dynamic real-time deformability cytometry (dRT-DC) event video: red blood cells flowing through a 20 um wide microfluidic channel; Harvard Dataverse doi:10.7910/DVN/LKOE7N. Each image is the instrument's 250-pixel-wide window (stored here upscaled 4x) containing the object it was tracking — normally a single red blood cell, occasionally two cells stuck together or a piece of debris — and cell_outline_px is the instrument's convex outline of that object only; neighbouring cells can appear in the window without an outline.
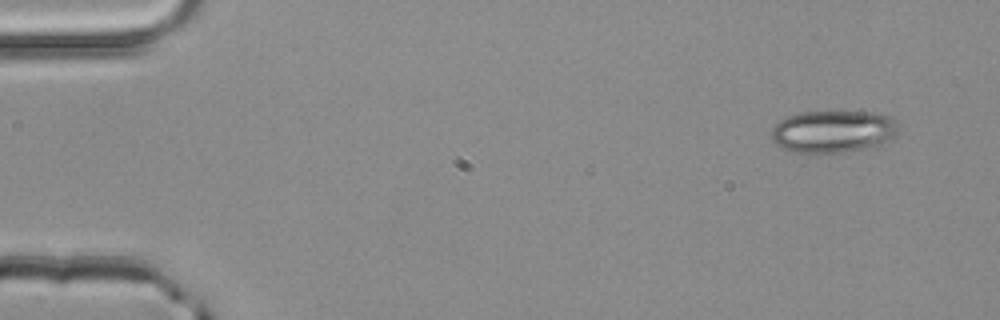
{"species": "common noctule bat (a hibernating species)", "species_latin": "Nyctalus noctula", "temperature_condition": "room temperature", "stored_images_in_passage": 49, "camera_frame_rate_fps": 3000, "um_per_image_px": 0.085, "animal": {"sex": "male", "body_mass_g": 20.4}, "frame": {"image": 1, "passage_image": 1, "time_ms": 0.0, "image_size_px": [1000, 320], "cell_outline_px": [[896, 132], [892, 136], [876, 148], [816, 156], [796, 152], [780, 148], [772, 140], [772, 128], [780, 120], [788, 116], [800, 112], [868, 112], [888, 116], [896, 120]], "centroid_in_image_um": [70.77, 11.23], "position_along_channel_um": 14.2, "area_um2": 31.91}}
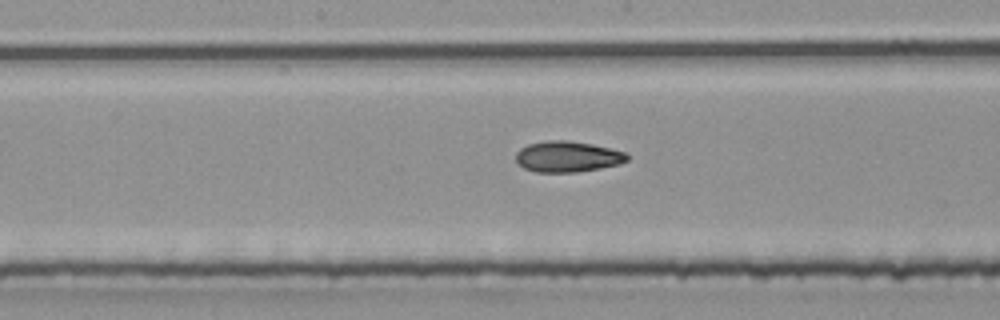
{"frame": {"image": 2, "passage_image": 24, "time_ms": 7.667, "image_size_px": [1000, 320], "cell_outline_px": [[628, 160], [620, 164], [600, 168], [576, 172], [536, 172], [524, 168], [516, 160], [516, 152], [520, 148], [528, 144], [548, 140], [568, 140], [592, 144], [624, 152], [628, 156]], "centroid_in_image_um": [48.22, 13.31], "position_along_channel_um": 200.0, "area_um2": 19.94}}
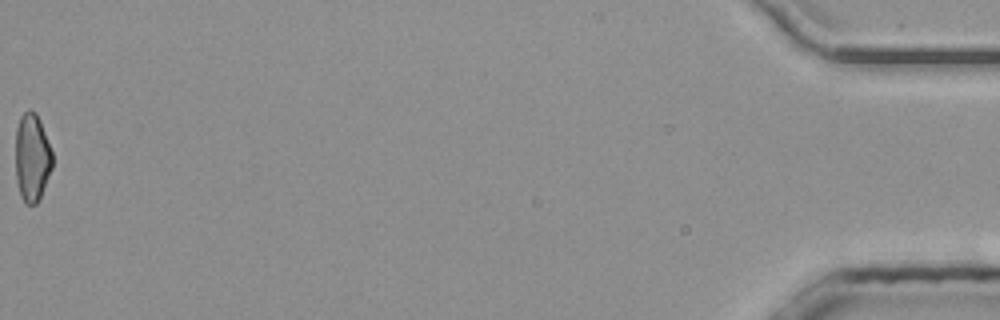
{"frame": {"image": 3, "passage_image": 49, "time_ms": 16.0, "image_size_px": [1000, 320], "cell_outline_px": [[52, 168], [40, 196], [36, 204], [24, 204], [20, 196], [16, 180], [16, 128], [20, 116], [28, 108], [36, 112], [40, 120], [52, 152]], "centroid_in_image_um": [2.71, 13.37], "position_along_channel_um": 432.5, "area_um2": 18.96}, "authors_computed_cell_mechanics": {"area_um2": 19.7676, "velocity_mm_per_s": 4.0732, "shape_relaxation_time_tau1_ms": null, "shape_relaxation_time_tau2_ms": 4.5438, "deformation_change_tau1": null, "deformation_change_tau2": 0.1154}}